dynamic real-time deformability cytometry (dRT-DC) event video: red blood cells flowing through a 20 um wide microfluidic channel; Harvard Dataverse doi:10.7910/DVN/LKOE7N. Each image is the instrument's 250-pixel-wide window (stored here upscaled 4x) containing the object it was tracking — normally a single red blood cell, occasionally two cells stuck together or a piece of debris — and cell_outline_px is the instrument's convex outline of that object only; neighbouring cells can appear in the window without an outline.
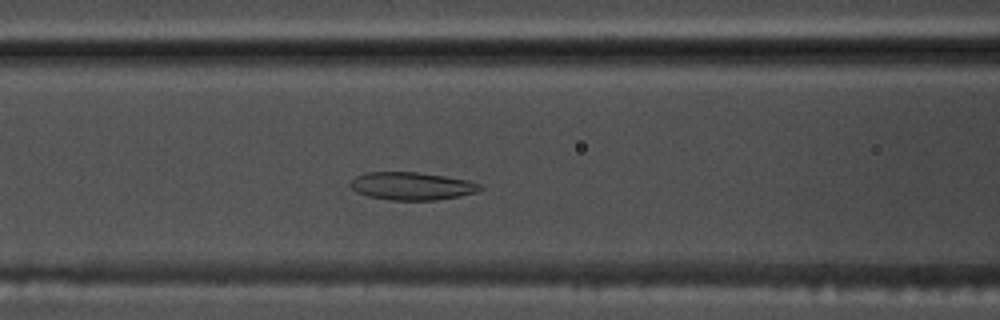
{"species": "common noctule bat (a hibernating species)", "species_latin": "Nyctalus noctula", "temperature_condition": "warm", "stored_images_in_passage": 48, "camera_frame_rate_fps": 3000, "um_per_image_px": 0.085, "animal": {"sex": "male", "body_mass_g": 17.5, "forearm_length_mm": 52.3}, "frame": {"image": 1, "passage_image": 16, "time_ms": 5.0, "image_size_px": [1000, 320], "cell_outline_px": [[484, 188], [476, 192], [460, 196], [436, 200], [392, 200], [368, 196], [352, 188], [352, 180], [356, 176], [364, 172], [416, 172], [444, 176], [468, 180], [480, 184]], "centroid_in_image_um": [35.05, 15.81], "position_along_channel_um": 131.6, "area_um2": 20.81}}
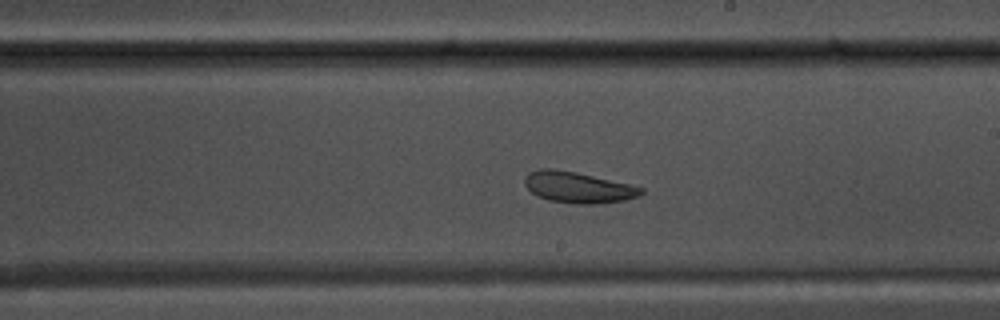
{"frame": {"image": 2, "passage_image": 25, "time_ms": 8.0, "image_size_px": [1000, 320], "cell_outline_px": [[644, 192], [640, 196], [624, 200], [600, 204], [572, 204], [548, 200], [536, 196], [524, 184], [524, 176], [528, 172], [540, 168], [552, 168], [576, 172], [628, 184], [644, 188]], "centroid_in_image_um": [49.1, 15.93], "position_along_channel_um": 239.9, "area_um2": 21.27}}
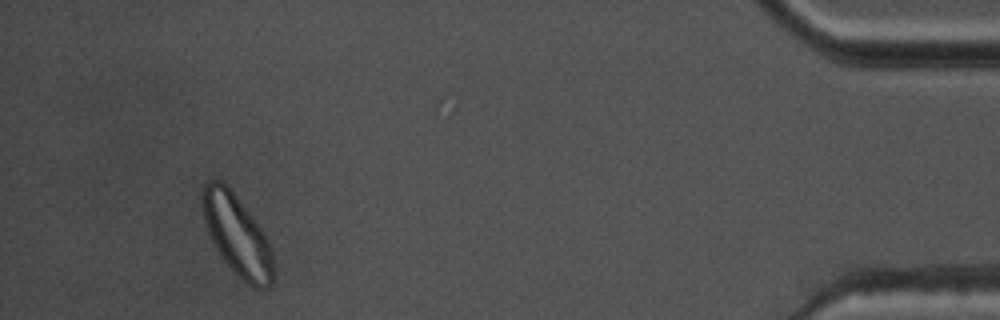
{"frame": {"image": 3, "passage_image": 45, "time_ms": 14.667, "image_size_px": [1000, 320], "cell_outline_px": [[272, 284], [268, 288], [252, 288], [220, 256], [208, 232], [204, 220], [200, 200], [200, 192], [204, 184], [208, 180], [220, 180], [228, 184], [252, 216], [260, 228], [272, 252]], "centroid_in_image_um": [20.09, 19.92], "position_along_channel_um": 415.1, "area_um2": 33.06}, "authors_computed_cell_mechanics": {"area_um2": 23.9292, "velocity_mm_per_s": 3.6288, "shape_relaxation_time_tau1_ms": null, "shape_relaxation_time_tau2_ms": 4.6714, "deformation_change_tau1": null, "deformation_change_tau2": 0.1014}}